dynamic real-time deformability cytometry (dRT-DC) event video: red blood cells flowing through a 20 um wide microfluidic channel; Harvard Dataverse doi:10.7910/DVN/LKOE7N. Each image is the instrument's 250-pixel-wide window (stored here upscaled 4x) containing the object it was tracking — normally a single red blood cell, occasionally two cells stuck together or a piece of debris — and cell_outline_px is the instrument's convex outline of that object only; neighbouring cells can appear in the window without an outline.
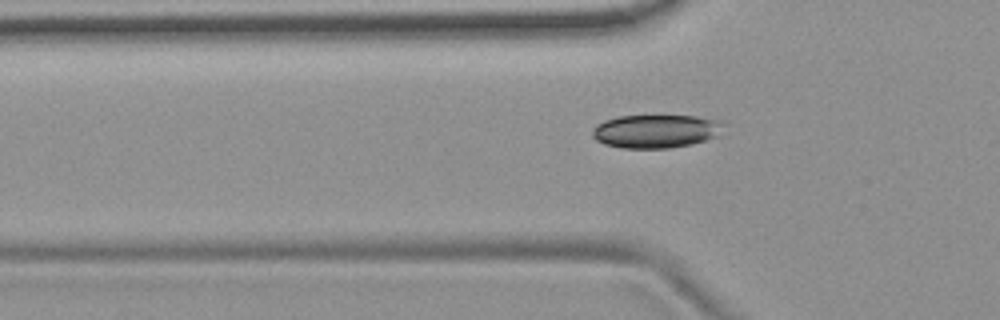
{"species": "common noctule bat (a hibernating species)", "species_latin": "Nyctalus noctula", "temperature_condition": "room temperature", "stored_images_in_passage": 34, "camera_frame_rate_fps": 3000, "um_per_image_px": 0.085, "animal": {"sex": "female", "body_mass_g": 19.9}, "frame": {"image": 1, "passage_image": 3, "time_ms": 0.667, "image_size_px": [1000, 320], "cell_outline_px": [[720, 136], [692, 144], [668, 148], [624, 148], [604, 144], [596, 140], [592, 136], [592, 128], [596, 124], [604, 120], [616, 116], [696, 116], [716, 120], [720, 124]], "centroid_in_image_um": [55.68, 11.16], "position_along_channel_um": 70.1, "area_um2": 25.43}}
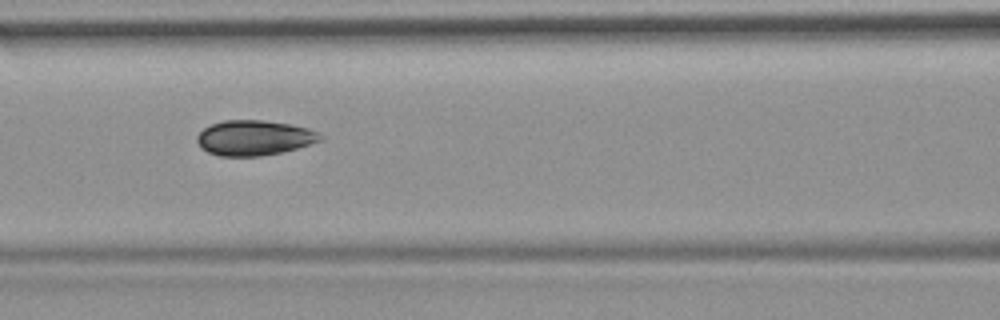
{"frame": {"image": 2, "passage_image": 9, "time_ms": 2.667, "image_size_px": [1000, 320], "cell_outline_px": [[324, 136], [320, 140], [296, 148], [280, 152], [260, 156], [220, 156], [208, 152], [200, 148], [196, 140], [196, 136], [204, 128], [212, 124], [224, 120], [264, 120], [288, 124], [308, 128]], "centroid_in_image_um": [21.55, 11.71], "position_along_channel_um": 145.0, "area_um2": 25.03}}
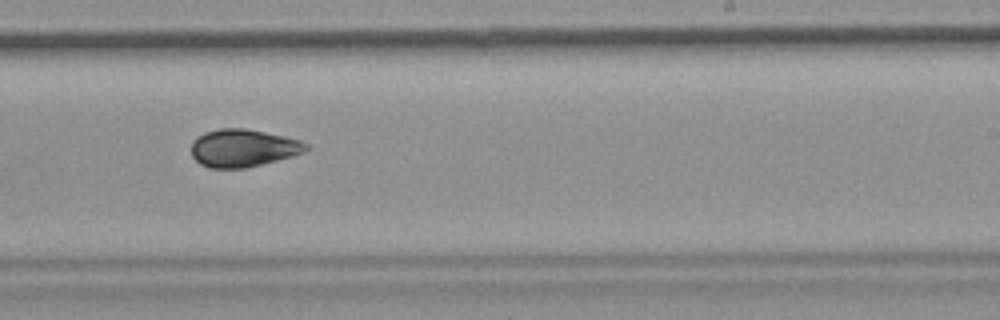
{"frame": {"image": 3, "passage_image": 19, "time_ms": 6.0, "image_size_px": [1000, 320], "cell_outline_px": [[308, 148], [304, 152], [292, 156], [244, 168], [208, 168], [200, 164], [192, 156], [192, 140], [204, 132], [220, 128], [244, 128], [284, 136], [300, 140], [308, 144]], "centroid_in_image_um": [20.63, 12.58], "position_along_channel_um": 268.4, "area_um2": 25.09}}